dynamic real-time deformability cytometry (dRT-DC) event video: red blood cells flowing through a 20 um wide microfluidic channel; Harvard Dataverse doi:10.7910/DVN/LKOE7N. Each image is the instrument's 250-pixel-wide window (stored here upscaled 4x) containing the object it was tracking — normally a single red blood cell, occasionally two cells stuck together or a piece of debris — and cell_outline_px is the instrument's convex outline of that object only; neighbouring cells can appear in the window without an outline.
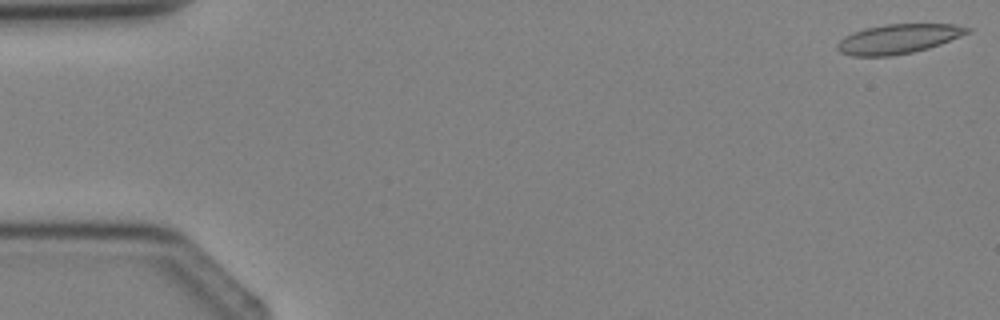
{"species": "Egyptian fruit bat (a non-hibernating species)", "species_latin": "Rousettus aegyptiacus", "temperature_condition": "cold", "stored_images_in_passage": 6, "camera_frame_rate_fps": 3000, "um_per_image_px": 0.085, "animal": {"sex": "female"}, "frame": {"image": 1, "passage_image": 1, "time_ms": 0.0, "image_size_px": [1000, 320], "cell_outline_px": [[972, 28], [968, 32], [960, 36], [940, 44], [928, 48], [912, 52], [892, 56], [852, 56], [840, 52], [836, 48], [836, 44], [844, 36], [852, 32], [864, 28], [884, 24], [956, 24]], "centroid_in_image_um": [76.31, 3.3], "position_along_channel_um": 8.7, "area_um2": 22.37}}
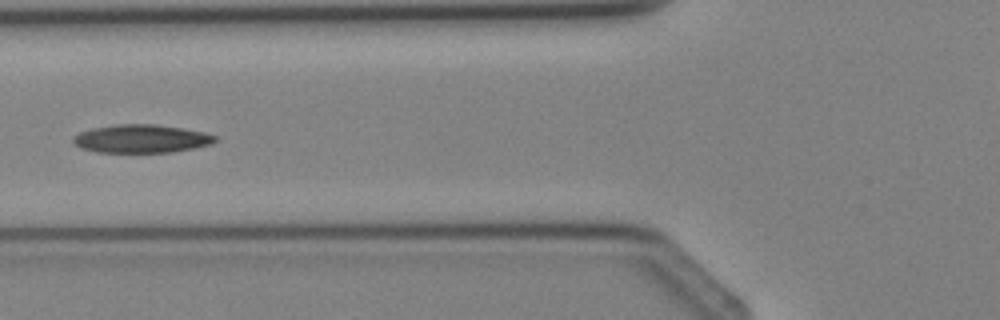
{"frame": {"image": 2, "passage_image": 6, "time_ms": 6.667, "image_size_px": [1000, 320], "cell_outline_px": [[220, 140], [212, 144], [172, 152], [96, 152], [80, 148], [72, 144], [72, 140], [80, 132], [92, 128], [116, 124], [156, 124], [184, 128], [204, 132], [216, 136]], "centroid_in_image_um": [12.03, 11.79], "position_along_channel_um": 113.8, "area_um2": 23.52}}